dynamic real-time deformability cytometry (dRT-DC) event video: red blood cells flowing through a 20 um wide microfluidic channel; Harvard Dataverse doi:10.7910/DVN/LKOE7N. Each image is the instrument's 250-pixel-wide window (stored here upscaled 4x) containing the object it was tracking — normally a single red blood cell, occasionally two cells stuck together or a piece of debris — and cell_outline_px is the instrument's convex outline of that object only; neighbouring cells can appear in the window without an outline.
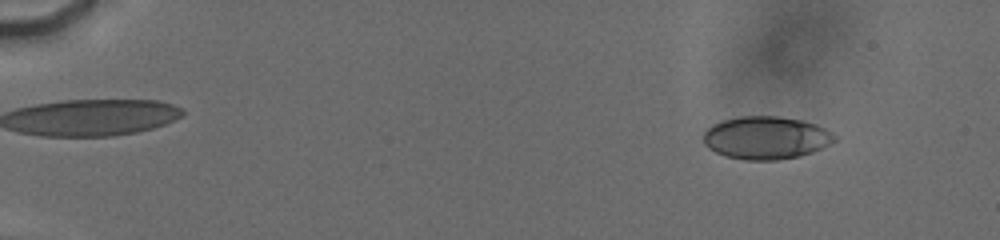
{"species": "human", "species_latin": "Homo sapiens", "temperature_condition": "cold", "stored_images_in_passage": 34, "camera_frame_rate_fps": 3000, "um_per_image_px": 0.085, "donor": {"sex": "male"}, "frame": {"image": 1, "passage_image": 6, "time_ms": 1.667, "image_size_px": [1000, 240], "cell_outline_px": [[836, 140], [812, 152], [800, 156], [776, 160], [748, 160], [728, 156], [716, 152], [708, 148], [704, 144], [704, 132], [712, 124], [724, 120], [740, 116], [780, 116], [800, 120], [816, 124], [832, 132], [836, 136]], "centroid_in_image_um": [65.11, 11.7], "position_along_channel_um": 19.9, "area_um2": 32.54}}
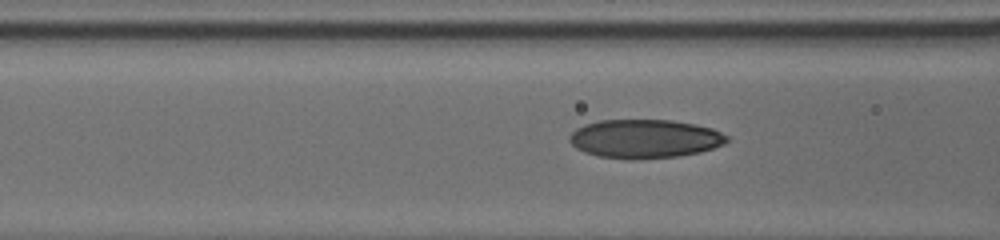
{"frame": {"image": 2, "passage_image": 23, "time_ms": 7.667, "image_size_px": [1000, 240], "cell_outline_px": [[728, 140], [724, 144], [700, 152], [680, 156], [632, 160], [600, 156], [584, 152], [576, 148], [568, 140], [568, 136], [576, 128], [584, 124], [600, 120], [672, 120], [696, 124], [712, 128], [728, 136]], "centroid_in_image_um": [54.79, 11.79], "position_along_channel_um": 111.8, "area_um2": 35.72}}
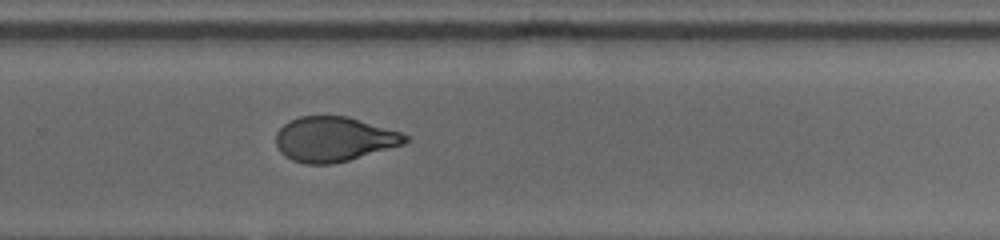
{"frame": {"image": 3, "passage_image": 34, "time_ms": 12.667, "image_size_px": [1000, 240], "cell_outline_px": [[408, 140], [404, 144], [348, 160], [332, 164], [304, 164], [292, 160], [284, 156], [280, 152], [276, 144], [276, 132], [284, 124], [300, 116], [348, 116], [400, 132], [408, 136]], "centroid_in_image_um": [28.36, 11.83], "position_along_channel_um": 301.4, "area_um2": 33.58}}